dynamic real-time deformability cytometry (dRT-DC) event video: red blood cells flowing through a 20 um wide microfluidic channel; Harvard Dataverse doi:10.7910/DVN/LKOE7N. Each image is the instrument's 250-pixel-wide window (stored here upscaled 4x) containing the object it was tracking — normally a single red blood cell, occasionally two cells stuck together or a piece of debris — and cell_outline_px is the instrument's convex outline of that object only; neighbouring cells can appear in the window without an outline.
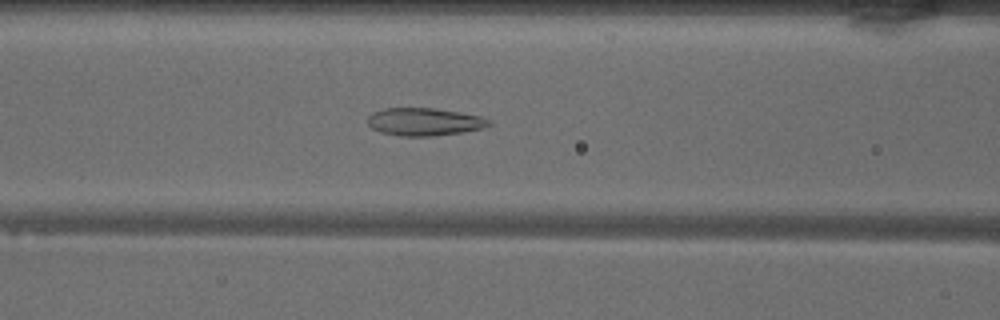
{"species": "common noctule bat (a hibernating species)", "species_latin": "Nyctalus noctula", "temperature_condition": "warm", "stored_images_in_passage": 47, "camera_frame_rate_fps": 3000, "um_per_image_px": 0.085, "animal": {"sex": "male", "body_mass_g": 18.8}, "frame": {"image": 1, "passage_image": 18, "time_ms": 5.667, "image_size_px": [1000, 320], "cell_outline_px": [[492, 124], [484, 128], [436, 136], [400, 136], [380, 132], [372, 128], [368, 124], [368, 116], [372, 112], [384, 108], [432, 108], [460, 112], [480, 116], [492, 120]], "centroid_in_image_um": [36.07, 10.35], "position_along_channel_um": 130.5, "area_um2": 19.71}}
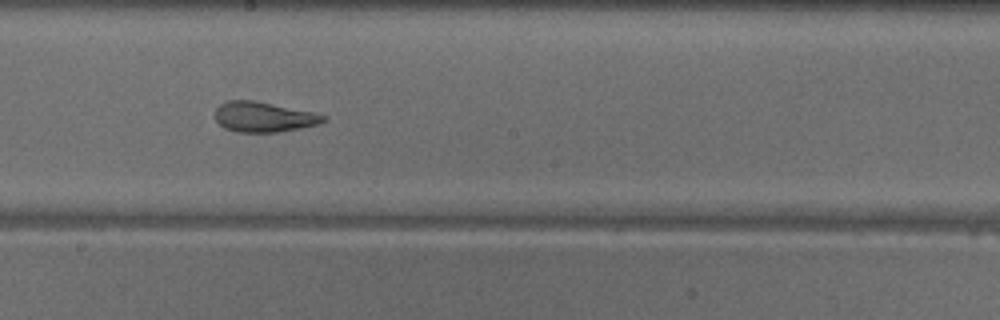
{"frame": {"image": 2, "passage_image": 25, "time_ms": 8.0, "image_size_px": [1000, 320], "cell_outline_px": [[328, 120], [320, 124], [300, 128], [276, 132], [236, 132], [224, 128], [216, 120], [216, 108], [220, 104], [228, 100], [256, 100], [312, 112], [328, 116]], "centroid_in_image_um": [22.44, 9.94], "position_along_channel_um": 225.8, "area_um2": 19.13}}
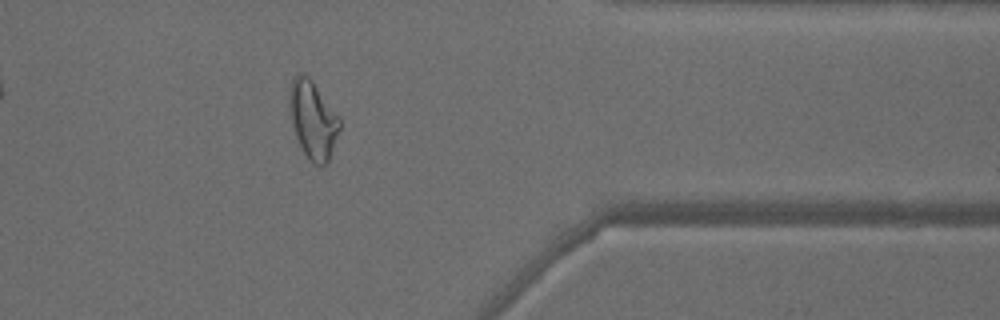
{"frame": {"image": 3, "passage_image": 38, "time_ms": 12.333, "image_size_px": [1000, 320], "cell_outline_px": [[340, 128], [328, 164], [312, 164], [304, 152], [296, 136], [292, 124], [288, 108], [288, 92], [292, 80], [296, 76], [308, 76], [312, 80], [340, 116]], "centroid_in_image_um": [26.6, 10.18], "position_along_channel_um": 384.8, "area_um2": 22.77}, "authors_computed_cell_mechanics": {"area_um2": 22.7732, "velocity_mm_per_s": 4.0814, "shape_relaxation_time_tau1_ms": null, "shape_relaxation_time_tau2_ms": 1.4079, "deformation_change_tau1": null, "deformation_change_tau2": 0.0883}}